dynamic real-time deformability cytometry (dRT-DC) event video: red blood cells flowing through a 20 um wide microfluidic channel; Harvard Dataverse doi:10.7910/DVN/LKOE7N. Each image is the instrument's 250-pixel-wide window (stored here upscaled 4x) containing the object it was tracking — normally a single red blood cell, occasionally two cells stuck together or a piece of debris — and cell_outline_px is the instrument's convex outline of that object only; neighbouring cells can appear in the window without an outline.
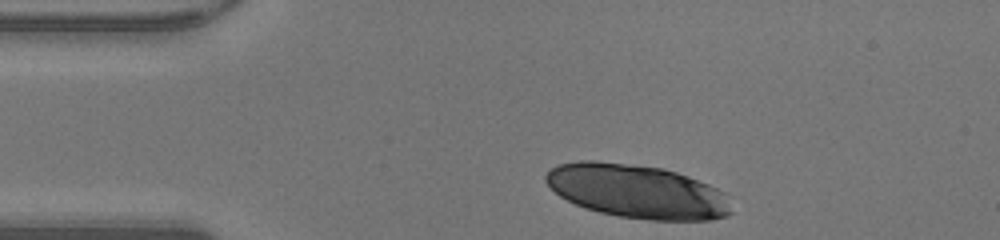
{"species": "human", "species_latin": "Homo sapiens", "temperature_condition": "warm", "stored_images_in_passage": 12, "camera_frame_rate_fps": 3000, "um_per_image_px": 0.085, "donor": {"sex": "male"}, "frame": {"image": 1, "passage_image": 1, "time_ms": 0.0, "image_size_px": [1000, 240], "cell_outline_px": [[732, 212], [728, 216], [708, 220], [648, 220], [620, 216], [600, 212], [584, 208], [560, 196], [544, 180], [544, 176], [552, 168], [560, 164], [580, 160], [592, 160], [664, 168], [688, 176], [708, 184], [724, 192]], "centroid_in_image_um": [54.16, 16.27], "position_along_channel_um": 30.8, "area_um2": 57.74}}